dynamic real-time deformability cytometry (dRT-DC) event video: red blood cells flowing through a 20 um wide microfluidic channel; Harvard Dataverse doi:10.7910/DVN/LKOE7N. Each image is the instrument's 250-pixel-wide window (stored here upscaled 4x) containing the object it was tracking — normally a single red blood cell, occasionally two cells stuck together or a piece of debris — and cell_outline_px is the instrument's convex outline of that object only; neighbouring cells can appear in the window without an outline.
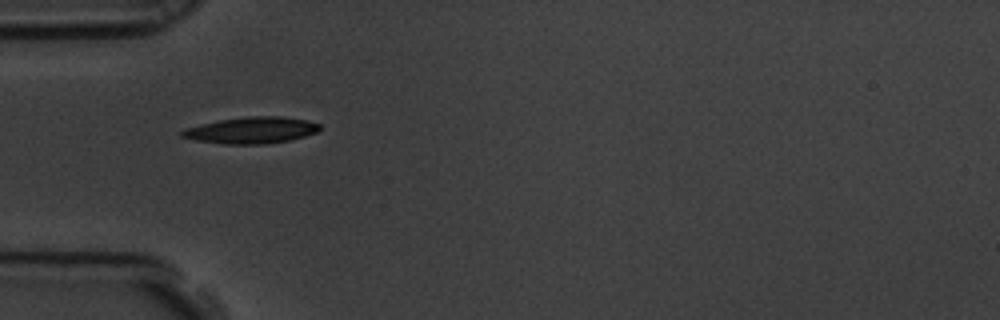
{"species": "common noctule bat (a hibernating species)", "species_latin": "Nyctalus noctula", "temperature_condition": "room temperature", "stored_images_in_passage": 2, "camera_frame_rate_fps": 3000, "um_per_image_px": 0.085, "animal": {"sex": "male", "body_mass_g": 19.5, "forearm_length_mm": 54.6}, "frame": {"image": 1, "passage_image": 1, "time_ms": 0.0, "image_size_px": [1000, 320], "cell_outline_px": [[320, 128], [316, 132], [304, 136], [288, 140], [264, 144], [224, 144], [196, 140], [180, 136], [180, 132], [184, 128], [200, 124], [220, 120], [248, 116], [280, 116], [308, 120], [320, 124]], "centroid_in_image_um": [21.35, 11.06], "position_along_channel_um": 63.7, "area_um2": 21.15}}
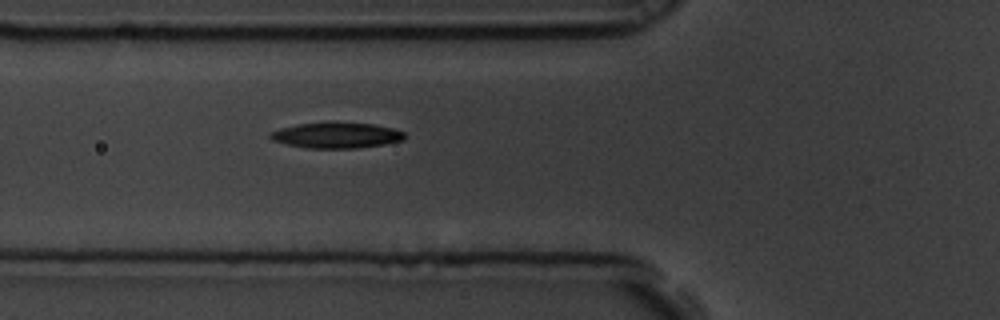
{"frame": {"image": 2, "passage_image": 2, "time_ms": 0.333, "image_size_px": [1000, 320], "cell_outline_px": [[404, 140], [384, 144], [356, 148], [304, 148], [272, 140], [268, 136], [272, 132], [280, 128], [296, 124], [328, 120], [332, 120], [372, 124], [392, 128], [404, 132]], "centroid_in_image_um": [28.57, 11.47], "position_along_channel_um": 97.2, "area_um2": 20.58}}